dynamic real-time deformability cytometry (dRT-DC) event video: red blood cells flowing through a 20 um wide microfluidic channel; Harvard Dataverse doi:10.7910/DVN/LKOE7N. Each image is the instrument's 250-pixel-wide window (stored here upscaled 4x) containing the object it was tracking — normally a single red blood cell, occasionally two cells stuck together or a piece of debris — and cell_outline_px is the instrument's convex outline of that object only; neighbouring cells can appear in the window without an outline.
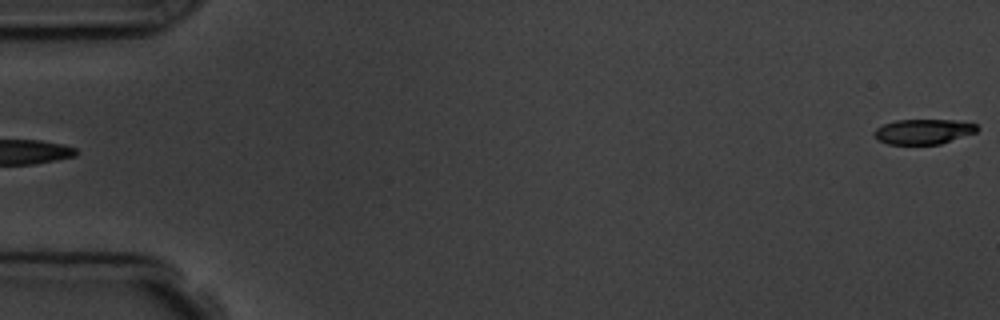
{"species": "common noctule bat (a hibernating species)", "species_latin": "Nyctalus noctula", "temperature_condition": "room temperature", "stored_images_in_passage": 6, "segment_of_instrument_passage": [2, 2], "camera_frame_rate_fps": 3000, "um_per_image_px": 0.085, "animal": {"sex": "male", "body_mass_g": 19.5, "forearm_length_mm": 54.6}, "frame": {"image": 1, "passage_image": 6, "time_ms": 5.667, "image_size_px": [1000, 320], "cell_outline_px": [[980, 128], [976, 132], [940, 144], [888, 144], [876, 140], [872, 132], [876, 128], [884, 124], [896, 120], [956, 120], [976, 124]], "centroid_in_image_um": [78.46, 11.18], "position_along_channel_um": 6.5, "area_um2": 15.09}}